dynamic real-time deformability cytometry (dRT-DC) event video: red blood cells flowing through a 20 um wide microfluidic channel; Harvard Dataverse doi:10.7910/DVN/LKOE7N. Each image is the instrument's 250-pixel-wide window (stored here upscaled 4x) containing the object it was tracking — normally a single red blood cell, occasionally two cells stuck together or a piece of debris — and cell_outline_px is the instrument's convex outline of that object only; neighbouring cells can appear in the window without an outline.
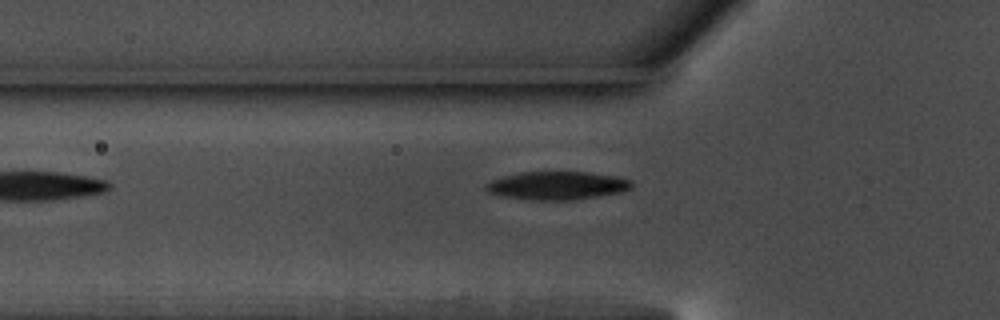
{"species": "common noctule bat (a hibernating species)", "species_latin": "Nyctalus noctula", "temperature_condition": "warm", "stored_images_in_passage": 7, "camera_frame_rate_fps": 3000, "um_per_image_px": 0.085, "animal": {"sex": "male", "body_mass_g": 17.5, "forearm_length_mm": 52.3}, "frame": {"image": 1, "passage_image": 2, "time_ms": 0.333, "image_size_px": [1000, 320], "cell_outline_px": [[632, 188], [620, 192], [572, 200], [532, 200], [500, 196], [488, 192], [484, 188], [484, 184], [492, 180], [504, 176], [520, 172], [588, 172], [616, 176], [632, 180]], "centroid_in_image_um": [47.33, 15.77], "position_along_channel_um": 78.5, "area_um2": 23.99}}